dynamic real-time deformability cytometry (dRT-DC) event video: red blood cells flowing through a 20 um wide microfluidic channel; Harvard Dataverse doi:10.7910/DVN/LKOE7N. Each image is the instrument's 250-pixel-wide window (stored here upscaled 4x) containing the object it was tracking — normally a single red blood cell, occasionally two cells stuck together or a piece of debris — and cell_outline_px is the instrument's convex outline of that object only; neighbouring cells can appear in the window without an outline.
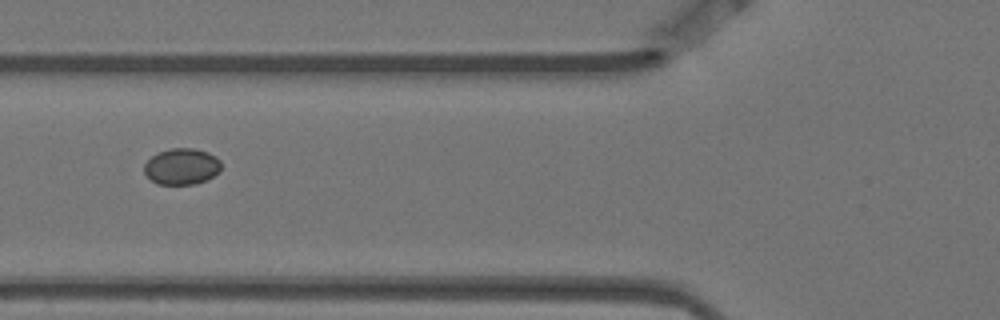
{"species": "Egyptian fruit bat (a non-hibernating species)", "species_latin": "Rousettus aegyptiacus", "temperature_condition": "warm", "stored_images_in_passage": 3, "camera_frame_rate_fps": 3000, "um_per_image_px": 0.085, "animal": {"sex": "female"}, "frame": {"image": 1, "passage_image": 3, "time_ms": 0.667, "image_size_px": [1000, 320], "cell_outline_px": [[220, 172], [196, 184], [156, 184], [144, 172], [144, 164], [156, 152], [168, 148], [196, 148], [208, 152], [216, 156], [220, 160]], "centroid_in_image_um": [15.44, 14.13], "position_along_channel_um": 110.4, "area_um2": 16.36}}